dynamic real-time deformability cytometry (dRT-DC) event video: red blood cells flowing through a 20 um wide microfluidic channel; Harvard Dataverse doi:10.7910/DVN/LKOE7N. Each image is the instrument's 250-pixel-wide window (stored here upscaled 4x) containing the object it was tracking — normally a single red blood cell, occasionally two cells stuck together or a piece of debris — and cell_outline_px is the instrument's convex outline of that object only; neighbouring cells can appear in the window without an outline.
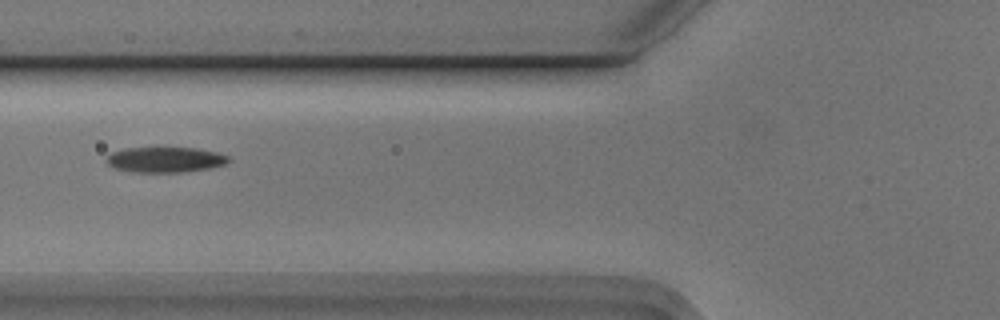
{"species": "Egyptian fruit bat (a non-hibernating species)", "species_latin": "Rousettus aegyptiacus", "temperature_condition": "cold", "stored_images_in_passage": 5, "camera_frame_rate_fps": 3000, "um_per_image_px": 0.085, "animal": {"sex": "male"}, "frame": {"image": 1, "passage_image": 2, "time_ms": 0.333, "image_size_px": [1000, 320], "cell_outline_px": [[232, 160], [224, 164], [208, 168], [180, 172], [132, 172], [116, 168], [108, 164], [104, 160], [112, 152], [124, 148], [196, 148], [216, 152], [228, 156]], "centroid_in_image_um": [14.02, 13.57], "position_along_channel_um": 111.8, "area_um2": 17.92}}
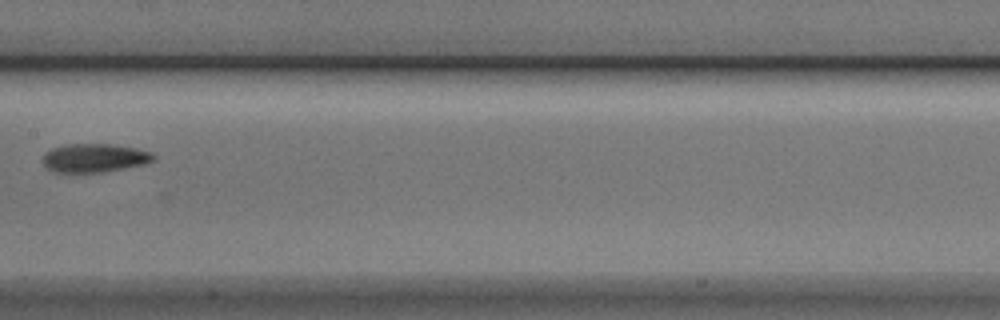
{"frame": {"image": 2, "passage_image": 4, "time_ms": 1.0, "image_size_px": [1000, 320], "cell_outline_px": [[156, 156], [152, 160], [144, 164], [100, 172], [52, 172], [44, 164], [44, 152], [52, 148], [64, 144], [112, 144], [136, 148], [152, 152]], "centroid_in_image_um": [8.01, 13.41], "position_along_channel_um": 199.4, "area_um2": 18.32}}
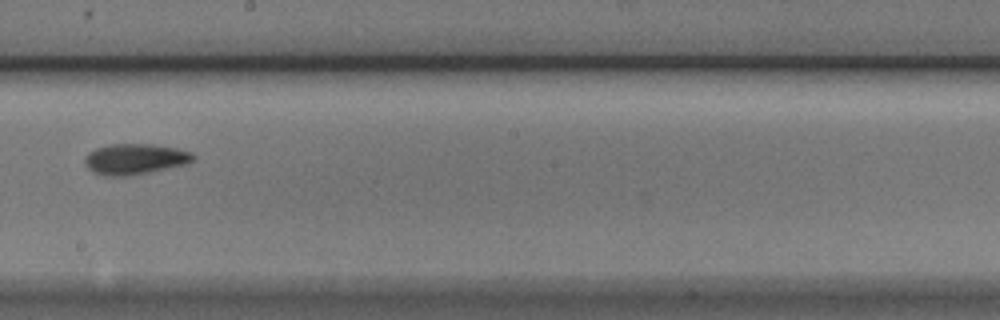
{"frame": {"image": 3, "passage_image": 5, "time_ms": 1.333, "image_size_px": [1000, 320], "cell_outline_px": [[196, 156], [192, 160], [184, 164], [144, 172], [116, 176], [112, 176], [92, 172], [84, 164], [84, 156], [88, 152], [96, 148], [108, 144], [156, 144], [176, 148], [192, 152]], "centroid_in_image_um": [11.42, 13.48], "position_along_channel_um": 236.8, "area_um2": 19.02}}